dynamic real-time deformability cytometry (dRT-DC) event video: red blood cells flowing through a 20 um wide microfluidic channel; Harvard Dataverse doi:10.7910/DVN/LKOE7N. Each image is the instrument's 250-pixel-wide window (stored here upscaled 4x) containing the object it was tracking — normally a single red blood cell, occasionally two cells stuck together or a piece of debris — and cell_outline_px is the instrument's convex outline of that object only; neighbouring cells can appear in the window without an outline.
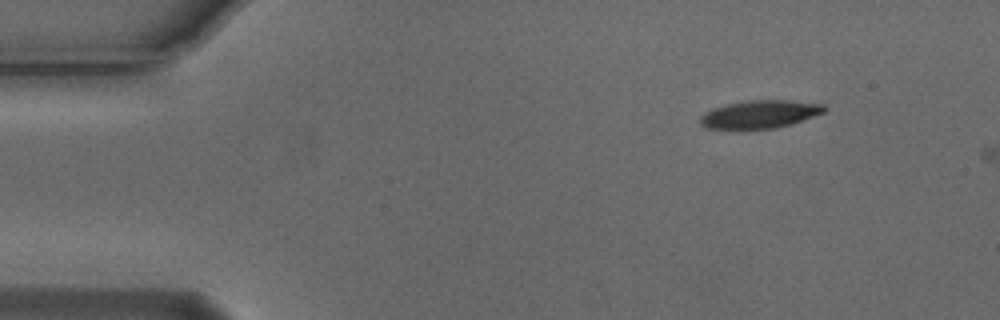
{"species": "Egyptian fruit bat (a non-hibernating species)", "species_latin": "Rousettus aegyptiacus", "temperature_condition": "cold", "stored_images_in_passage": 2, "camera_frame_rate_fps": 3000, "um_per_image_px": 0.085, "animal": {"sex": "male"}, "frame": {"image": 1, "passage_image": 1, "time_ms": 0.0, "image_size_px": [1000, 320], "cell_outline_px": [[828, 108], [824, 112], [792, 124], [776, 128], [704, 128], [700, 124], [700, 116], [704, 112], [712, 108], [724, 104], [748, 100], [788, 100], [824, 104]], "centroid_in_image_um": [64.58, 9.69], "position_along_channel_um": 20.4, "area_um2": 20.23}}